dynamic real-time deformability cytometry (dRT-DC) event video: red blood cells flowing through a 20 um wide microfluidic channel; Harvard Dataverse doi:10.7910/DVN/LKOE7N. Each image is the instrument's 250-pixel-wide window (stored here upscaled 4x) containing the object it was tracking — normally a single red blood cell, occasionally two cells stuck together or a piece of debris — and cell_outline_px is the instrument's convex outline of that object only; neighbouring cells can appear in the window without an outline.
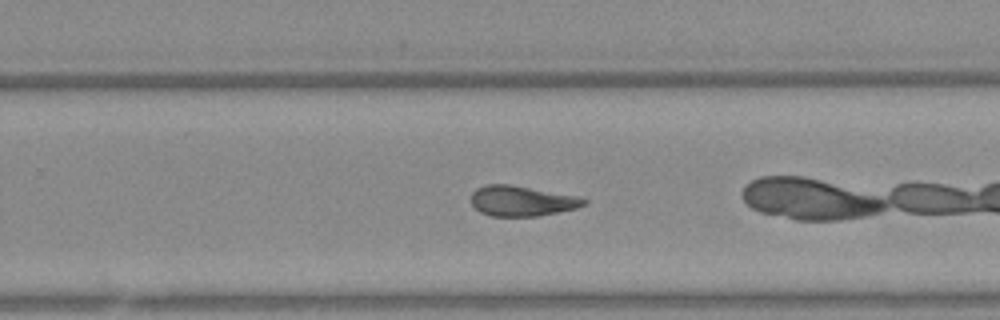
{"species": "Egyptian fruit bat (a non-hibernating species)", "species_latin": "Rousettus aegyptiacus", "temperature_condition": "warm", "stored_images_in_passage": 26, "camera_frame_rate_fps": 3000, "um_per_image_px": 0.085, "animal": {"sex": "female"}, "frame": {"image": 1, "passage_image": 19, "time_ms": 6.0, "image_size_px": [1000, 320], "cell_outline_px": [[588, 200], [584, 204], [576, 208], [536, 216], [492, 216], [480, 212], [472, 204], [472, 192], [476, 188], [484, 184], [512, 184], [576, 196]], "centroid_in_image_um": [44.31, 17.06], "position_along_channel_um": 285.5, "area_um2": 19.77}}